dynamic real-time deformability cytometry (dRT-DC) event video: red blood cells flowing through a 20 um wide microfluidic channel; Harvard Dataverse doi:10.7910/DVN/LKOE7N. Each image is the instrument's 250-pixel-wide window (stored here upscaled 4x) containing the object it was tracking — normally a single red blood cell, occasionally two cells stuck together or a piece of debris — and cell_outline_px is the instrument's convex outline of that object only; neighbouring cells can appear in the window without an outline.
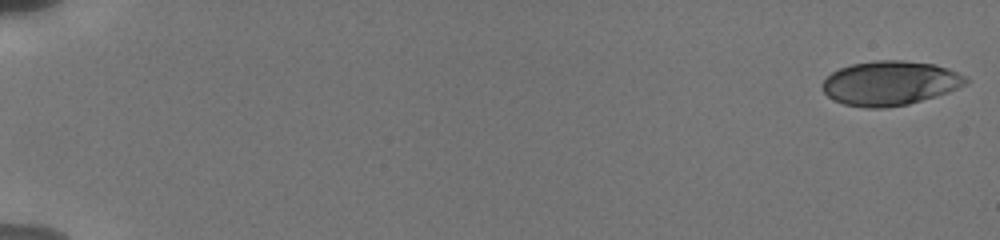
{"species": "human", "species_latin": "Homo sapiens", "temperature_condition": "cold", "stored_images_in_passage": 10, "camera_frame_rate_fps": 3000, "um_per_image_px": 0.085, "donor": {"sex": "male"}, "frame": {"image": 1, "passage_image": 1, "time_ms": 0.0, "image_size_px": [1000, 240], "cell_outline_px": [[968, 80], [964, 84], [948, 92], [936, 96], [908, 104], [884, 108], [868, 108], [844, 104], [832, 100], [824, 92], [820, 84], [832, 72], [840, 68], [852, 64], [876, 60], [904, 60], [936, 64], [948, 68], [968, 76]], "centroid_in_image_um": [75.64, 7.06], "position_along_channel_um": 9.4, "area_um2": 37.22}}
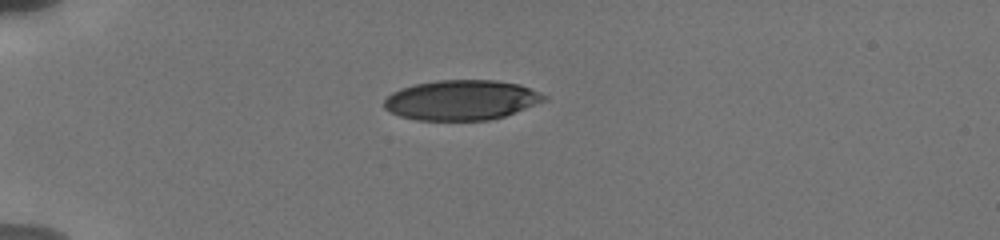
{"frame": {"image": 2, "passage_image": 7, "time_ms": 5.0, "image_size_px": [1000, 240], "cell_outline_px": [[548, 96], [544, 100], [504, 116], [488, 120], [416, 120], [400, 116], [384, 108], [384, 100], [392, 92], [400, 88], [416, 84], [436, 80], [496, 80], [520, 84], [540, 92]], "centroid_in_image_um": [39.2, 8.49], "position_along_channel_um": 45.8, "area_um2": 37.11}}
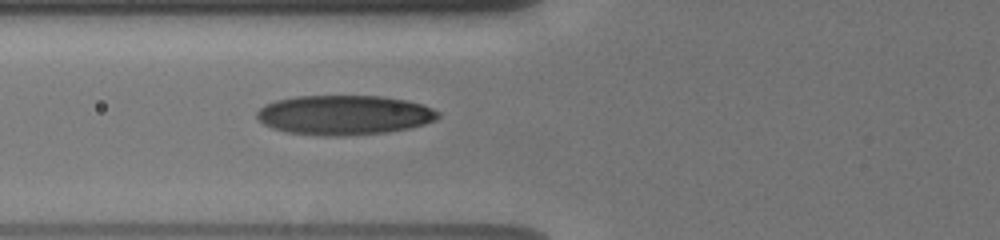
{"frame": {"image": 3, "passage_image": 10, "time_ms": 7.333, "image_size_px": [1000, 240], "cell_outline_px": [[440, 116], [436, 120], [412, 128], [388, 132], [344, 136], [324, 136], [288, 132], [272, 128], [264, 124], [256, 116], [256, 112], [264, 104], [276, 100], [296, 96], [380, 96], [408, 100], [424, 104], [440, 112]], "centroid_in_image_um": [29.29, 9.77], "position_along_channel_um": 96.5, "area_um2": 42.19}}